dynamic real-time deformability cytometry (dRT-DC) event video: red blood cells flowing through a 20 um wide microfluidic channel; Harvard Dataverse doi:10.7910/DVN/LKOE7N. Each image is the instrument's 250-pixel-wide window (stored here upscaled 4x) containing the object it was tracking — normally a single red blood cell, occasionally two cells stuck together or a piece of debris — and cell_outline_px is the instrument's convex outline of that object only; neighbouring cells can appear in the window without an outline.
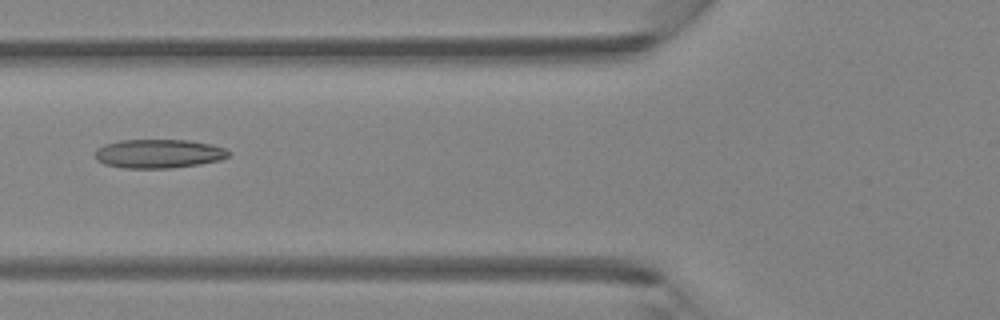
{"species": "Egyptian fruit bat (a non-hibernating species)", "species_latin": "Rousettus aegyptiacus", "temperature_condition": "room temperature", "stored_images_in_passage": 46, "camera_frame_rate_fps": 3000, "um_per_image_px": 0.085, "animal": {"sex": "female"}, "frame": {"image": 1, "passage_image": 18, "time_ms": 5.667, "image_size_px": [1000, 320], "cell_outline_px": [[232, 152], [228, 156], [220, 160], [200, 164], [172, 168], [124, 168], [104, 164], [96, 160], [96, 148], [104, 144], [120, 140], [188, 140], [212, 144], [224, 148]], "centroid_in_image_um": [13.49, 13.06], "position_along_channel_um": 112.3, "area_um2": 22.6}}
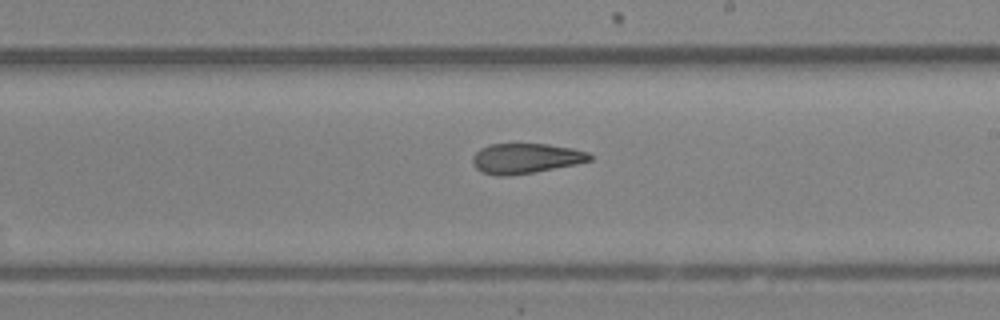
{"frame": {"image": 2, "passage_image": 27, "time_ms": 8.667, "image_size_px": [1000, 320], "cell_outline_px": [[592, 160], [576, 164], [532, 172], [504, 176], [496, 176], [480, 172], [472, 164], [472, 156], [480, 148], [488, 144], [548, 144], [572, 148], [588, 152], [592, 156]], "centroid_in_image_um": [44.65, 13.46], "position_along_channel_um": 244.4, "area_um2": 20.58}}
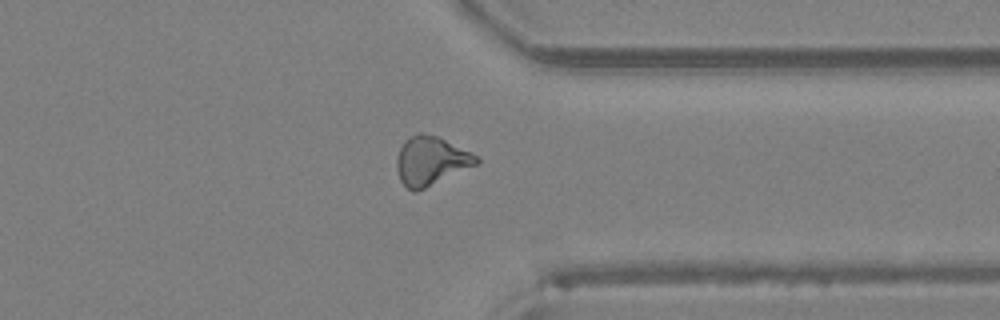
{"frame": {"image": 3, "passage_image": 36, "time_ms": 11.667, "image_size_px": [1000, 320], "cell_outline_px": [[480, 164], [416, 192], [412, 192], [400, 180], [396, 168], [396, 160], [400, 148], [404, 140], [408, 136], [416, 132], [424, 132], [436, 136], [472, 152], [480, 160]], "centroid_in_image_um": [36.63, 13.67], "position_along_channel_um": 374.8, "area_um2": 22.95}}